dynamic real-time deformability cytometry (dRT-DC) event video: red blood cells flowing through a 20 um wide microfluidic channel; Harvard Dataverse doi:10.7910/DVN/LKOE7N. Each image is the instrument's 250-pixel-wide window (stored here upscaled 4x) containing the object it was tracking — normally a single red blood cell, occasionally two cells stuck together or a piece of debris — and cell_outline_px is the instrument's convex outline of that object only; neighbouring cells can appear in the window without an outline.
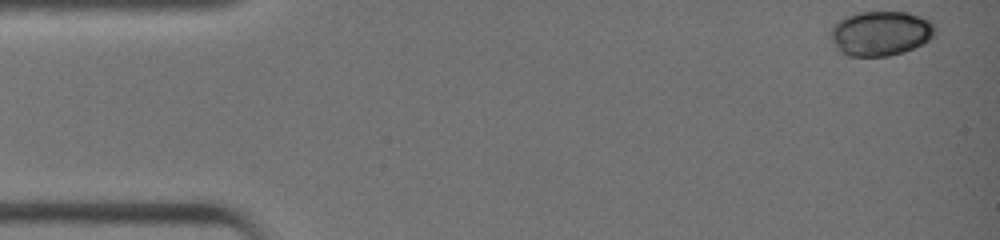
{"species": "common noctule bat (a hibernating species)", "species_latin": "Nyctalus noctula", "temperature_condition": "warm", "stored_images_in_passage": 36, "camera_frame_rate_fps": 3000, "um_per_image_px": 0.085, "animal": {"sex": "female", "body_mass_g": 19.0, "forearm_length_mm": 51.5}, "frame": {"image": 1, "passage_image": 1, "time_ms": 0.0, "image_size_px": [1000, 240], "cell_outline_px": [[936, 24], [932, 36], [928, 40], [904, 52], [888, 56], [848, 56], [840, 52], [832, 44], [828, 32], [832, 24], [844, 16], [856, 12], [908, 12], [932, 20]], "centroid_in_image_um": [74.78, 2.82], "position_along_channel_um": 10.2, "area_um2": 27.69}}
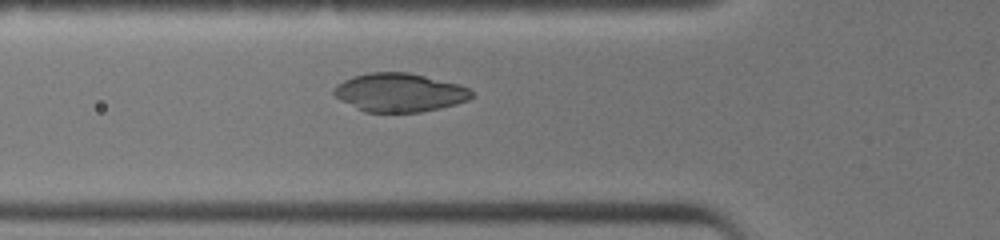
{"frame": {"image": 2, "passage_image": 14, "time_ms": 4.333, "image_size_px": [1000, 240], "cell_outline_px": [[476, 96], [468, 100], [456, 104], [440, 108], [420, 112], [364, 112], [340, 100], [332, 92], [332, 88], [336, 84], [352, 76], [368, 72], [408, 72], [460, 84], [472, 88]], "centroid_in_image_um": [33.98, 7.86], "position_along_channel_um": 91.8, "area_um2": 31.39}}
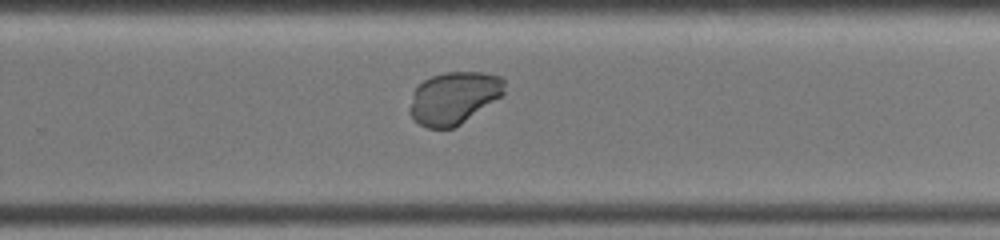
{"frame": {"image": 3, "passage_image": 27, "time_ms": 8.667, "image_size_px": [1000, 240], "cell_outline_px": [[504, 92], [500, 96], [460, 124], [452, 128], [428, 128], [420, 124], [408, 112], [408, 108], [412, 92], [424, 80], [432, 76], [448, 72], [480, 72], [500, 76], [504, 80]], "centroid_in_image_um": [38.53, 8.31], "position_along_channel_um": 291.3, "area_um2": 28.5}, "authors_computed_cell_mechanics": {"area_um2": 29.8826, "velocity_mm_per_s": 4.6156, "shape_relaxation_time_tau1_ms": 3.2106, "shape_relaxation_time_tau2_ms": null, "deformation_change_tau1": 0.2305, "deformation_change_tau2": null}}